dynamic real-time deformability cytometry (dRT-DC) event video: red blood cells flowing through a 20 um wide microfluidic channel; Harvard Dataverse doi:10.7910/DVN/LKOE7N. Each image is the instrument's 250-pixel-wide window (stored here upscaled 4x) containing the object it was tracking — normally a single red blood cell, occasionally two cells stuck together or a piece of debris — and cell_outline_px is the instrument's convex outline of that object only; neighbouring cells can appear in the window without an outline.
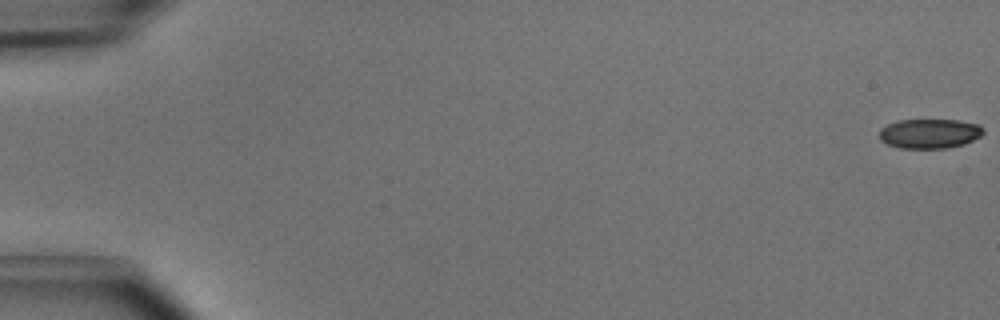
{"species": "common noctule bat (a hibernating species)", "species_latin": "Nyctalus noctula", "temperature_condition": "cold", "stored_images_in_passage": 51, "camera_frame_rate_fps": 3000, "um_per_image_px": 0.085, "animal": {"sex": "male", "body_mass_g": 15.6}, "frame": {"image": 1, "passage_image": 1, "time_ms": 0.0, "image_size_px": [1000, 320], "cell_outline_px": [[984, 132], [980, 136], [964, 144], [948, 148], [900, 148], [888, 144], [880, 140], [880, 128], [888, 124], [900, 120], [956, 120], [980, 124], [984, 128]], "centroid_in_image_um": [79.03, 11.35], "position_along_channel_um": 6.0, "area_um2": 17.92}}
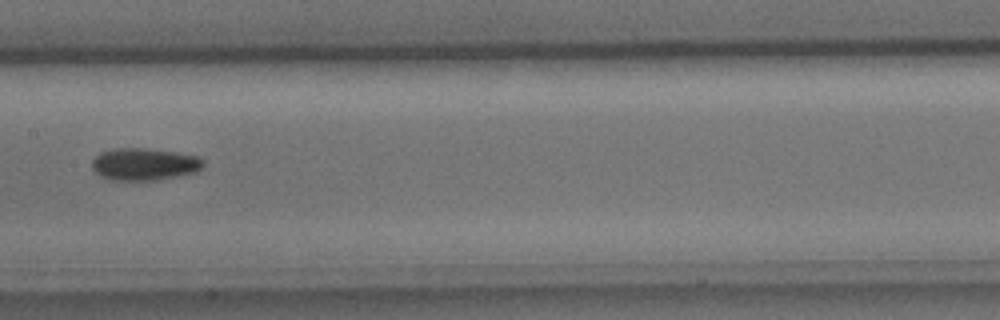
{"frame": {"image": 2, "passage_image": 27, "time_ms": 8.667, "image_size_px": [1000, 320], "cell_outline_px": [[204, 164], [196, 172], [176, 176], [152, 180], [112, 180], [100, 176], [92, 168], [92, 160], [100, 152], [112, 148], [144, 148], [176, 152], [200, 156], [204, 160]], "centroid_in_image_um": [12.26, 13.94], "position_along_channel_um": 195.1, "area_um2": 20.92}}
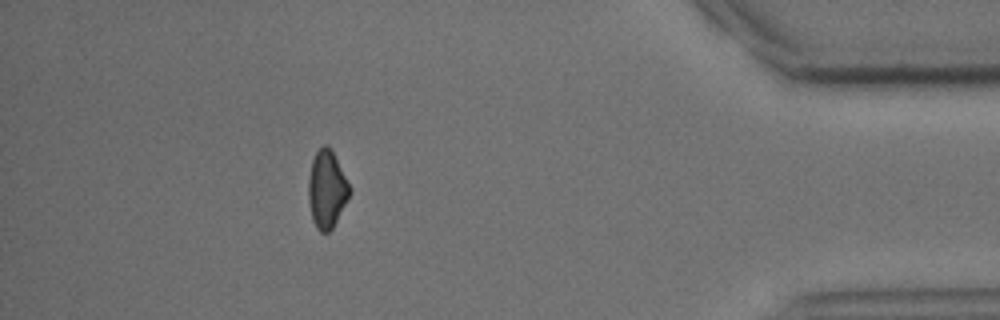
{"frame": {"image": 3, "passage_image": 46, "time_ms": 15.0, "image_size_px": [1000, 320], "cell_outline_px": [[352, 192], [332, 228], [328, 232], [320, 232], [316, 228], [312, 220], [308, 200], [308, 176], [312, 160], [316, 152], [324, 144], [332, 148], [352, 188]], "centroid_in_image_um": [27.79, 16.07], "position_along_channel_um": 407.4, "area_um2": 18.96}, "authors_computed_cell_mechanics": {"area_um2": 19.4786, "velocity_mm_per_s": 4.0391, "shape_relaxation_time_tau1_ms": 2.7374, "shape_relaxation_time_tau2_ms": null, "deformation_change_tau1": 0.079, "deformation_change_tau2": null}}